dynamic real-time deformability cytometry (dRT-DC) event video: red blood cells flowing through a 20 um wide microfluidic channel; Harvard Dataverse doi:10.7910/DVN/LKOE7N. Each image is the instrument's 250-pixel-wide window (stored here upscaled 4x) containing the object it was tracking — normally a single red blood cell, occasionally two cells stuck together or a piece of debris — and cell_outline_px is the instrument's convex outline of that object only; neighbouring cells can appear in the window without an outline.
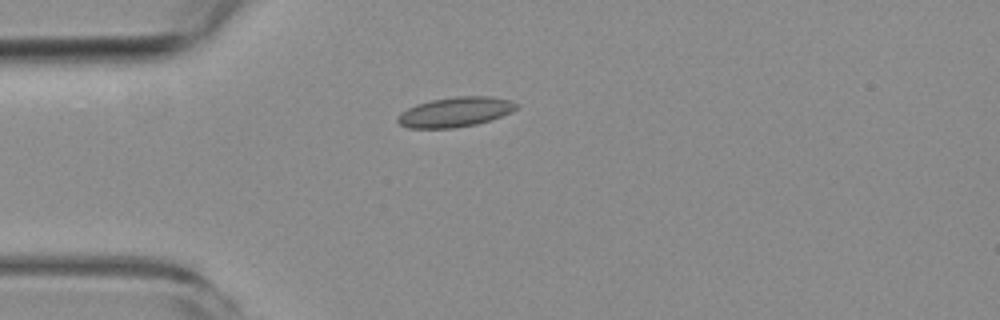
{"species": "common noctule bat (a hibernating species)", "species_latin": "Nyctalus noctula", "temperature_condition": "room temperature", "stored_images_in_passage": 2, "camera_frame_rate_fps": 3000, "um_per_image_px": 0.085, "animal": {"sex": "female", "body_mass_g": 19.3, "forearm_length_mm": 54.1}, "frame": {"image": 1, "passage_image": 1, "time_ms": 0.0, "image_size_px": [1000, 320], "cell_outline_px": [[520, 104], [516, 108], [492, 120], [476, 124], [452, 128], [408, 128], [400, 124], [396, 120], [400, 112], [416, 104], [432, 100], [456, 96], [488, 96], [512, 100]], "centroid_in_image_um": [38.68, 9.51], "position_along_channel_um": 46.3, "area_um2": 20.58}}